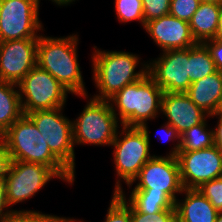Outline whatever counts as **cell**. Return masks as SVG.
I'll return each instance as SVG.
<instances>
[{
    "label": "cell",
    "mask_w": 222,
    "mask_h": 222,
    "mask_svg": "<svg viewBox=\"0 0 222 222\" xmlns=\"http://www.w3.org/2000/svg\"><path fill=\"white\" fill-rule=\"evenodd\" d=\"M39 38L0 42V80L18 84L37 65Z\"/></svg>",
    "instance_id": "cell-14"
},
{
    "label": "cell",
    "mask_w": 222,
    "mask_h": 222,
    "mask_svg": "<svg viewBox=\"0 0 222 222\" xmlns=\"http://www.w3.org/2000/svg\"><path fill=\"white\" fill-rule=\"evenodd\" d=\"M200 3L208 2V3H214V2H221L222 0H198Z\"/></svg>",
    "instance_id": "cell-39"
},
{
    "label": "cell",
    "mask_w": 222,
    "mask_h": 222,
    "mask_svg": "<svg viewBox=\"0 0 222 222\" xmlns=\"http://www.w3.org/2000/svg\"><path fill=\"white\" fill-rule=\"evenodd\" d=\"M220 2L200 3L189 21L190 31L197 43L213 39L216 34Z\"/></svg>",
    "instance_id": "cell-19"
},
{
    "label": "cell",
    "mask_w": 222,
    "mask_h": 222,
    "mask_svg": "<svg viewBox=\"0 0 222 222\" xmlns=\"http://www.w3.org/2000/svg\"><path fill=\"white\" fill-rule=\"evenodd\" d=\"M64 107L26 114L41 133L50 151L75 175L72 120L62 114Z\"/></svg>",
    "instance_id": "cell-8"
},
{
    "label": "cell",
    "mask_w": 222,
    "mask_h": 222,
    "mask_svg": "<svg viewBox=\"0 0 222 222\" xmlns=\"http://www.w3.org/2000/svg\"><path fill=\"white\" fill-rule=\"evenodd\" d=\"M39 6L40 0H0V42L39 38Z\"/></svg>",
    "instance_id": "cell-9"
},
{
    "label": "cell",
    "mask_w": 222,
    "mask_h": 222,
    "mask_svg": "<svg viewBox=\"0 0 222 222\" xmlns=\"http://www.w3.org/2000/svg\"><path fill=\"white\" fill-rule=\"evenodd\" d=\"M131 217L132 222H176V210L168 209L151 215L147 213L137 212L131 206Z\"/></svg>",
    "instance_id": "cell-29"
},
{
    "label": "cell",
    "mask_w": 222,
    "mask_h": 222,
    "mask_svg": "<svg viewBox=\"0 0 222 222\" xmlns=\"http://www.w3.org/2000/svg\"><path fill=\"white\" fill-rule=\"evenodd\" d=\"M124 191L120 194L137 211L153 215L168 209H175V202L166 193L143 192L142 190H131L129 198ZM128 199V200H127Z\"/></svg>",
    "instance_id": "cell-21"
},
{
    "label": "cell",
    "mask_w": 222,
    "mask_h": 222,
    "mask_svg": "<svg viewBox=\"0 0 222 222\" xmlns=\"http://www.w3.org/2000/svg\"><path fill=\"white\" fill-rule=\"evenodd\" d=\"M171 0H142L145 23L168 15Z\"/></svg>",
    "instance_id": "cell-27"
},
{
    "label": "cell",
    "mask_w": 222,
    "mask_h": 222,
    "mask_svg": "<svg viewBox=\"0 0 222 222\" xmlns=\"http://www.w3.org/2000/svg\"><path fill=\"white\" fill-rule=\"evenodd\" d=\"M189 79L193 83L217 71L215 63L207 47L197 43L188 48Z\"/></svg>",
    "instance_id": "cell-22"
},
{
    "label": "cell",
    "mask_w": 222,
    "mask_h": 222,
    "mask_svg": "<svg viewBox=\"0 0 222 222\" xmlns=\"http://www.w3.org/2000/svg\"><path fill=\"white\" fill-rule=\"evenodd\" d=\"M8 208H10V206L8 205L6 197V180L5 178H0V219L13 210V208L11 210Z\"/></svg>",
    "instance_id": "cell-34"
},
{
    "label": "cell",
    "mask_w": 222,
    "mask_h": 222,
    "mask_svg": "<svg viewBox=\"0 0 222 222\" xmlns=\"http://www.w3.org/2000/svg\"><path fill=\"white\" fill-rule=\"evenodd\" d=\"M197 189L218 212H222V176L203 183Z\"/></svg>",
    "instance_id": "cell-26"
},
{
    "label": "cell",
    "mask_w": 222,
    "mask_h": 222,
    "mask_svg": "<svg viewBox=\"0 0 222 222\" xmlns=\"http://www.w3.org/2000/svg\"><path fill=\"white\" fill-rule=\"evenodd\" d=\"M163 126L161 127L160 130L161 131L163 130L164 135H166L167 139H165V141L170 140V141H173V142L175 141L176 142V140H177V143L175 145H173L171 151L169 152V154H167V156L177 157L178 152L180 151V136L181 135L168 122H165V124H163ZM162 140L164 141V139H162Z\"/></svg>",
    "instance_id": "cell-32"
},
{
    "label": "cell",
    "mask_w": 222,
    "mask_h": 222,
    "mask_svg": "<svg viewBox=\"0 0 222 222\" xmlns=\"http://www.w3.org/2000/svg\"><path fill=\"white\" fill-rule=\"evenodd\" d=\"M115 11L117 19L122 23L139 21L142 27L145 26L143 17L142 0H115Z\"/></svg>",
    "instance_id": "cell-24"
},
{
    "label": "cell",
    "mask_w": 222,
    "mask_h": 222,
    "mask_svg": "<svg viewBox=\"0 0 222 222\" xmlns=\"http://www.w3.org/2000/svg\"><path fill=\"white\" fill-rule=\"evenodd\" d=\"M52 178L60 179L48 166L33 162L12 161L5 177L8 205L11 207L34 197Z\"/></svg>",
    "instance_id": "cell-11"
},
{
    "label": "cell",
    "mask_w": 222,
    "mask_h": 222,
    "mask_svg": "<svg viewBox=\"0 0 222 222\" xmlns=\"http://www.w3.org/2000/svg\"><path fill=\"white\" fill-rule=\"evenodd\" d=\"M218 118V122L216 124V127L213 128V136H214V145L219 150L220 154L222 155V112L210 115V117Z\"/></svg>",
    "instance_id": "cell-35"
},
{
    "label": "cell",
    "mask_w": 222,
    "mask_h": 222,
    "mask_svg": "<svg viewBox=\"0 0 222 222\" xmlns=\"http://www.w3.org/2000/svg\"><path fill=\"white\" fill-rule=\"evenodd\" d=\"M104 222H132L131 205L120 193H113Z\"/></svg>",
    "instance_id": "cell-25"
},
{
    "label": "cell",
    "mask_w": 222,
    "mask_h": 222,
    "mask_svg": "<svg viewBox=\"0 0 222 222\" xmlns=\"http://www.w3.org/2000/svg\"><path fill=\"white\" fill-rule=\"evenodd\" d=\"M160 55L148 61V74L163 92L186 93L191 85L188 48L167 50Z\"/></svg>",
    "instance_id": "cell-12"
},
{
    "label": "cell",
    "mask_w": 222,
    "mask_h": 222,
    "mask_svg": "<svg viewBox=\"0 0 222 222\" xmlns=\"http://www.w3.org/2000/svg\"><path fill=\"white\" fill-rule=\"evenodd\" d=\"M184 188L197 189L203 183L222 176V155L215 145L191 152H178Z\"/></svg>",
    "instance_id": "cell-13"
},
{
    "label": "cell",
    "mask_w": 222,
    "mask_h": 222,
    "mask_svg": "<svg viewBox=\"0 0 222 222\" xmlns=\"http://www.w3.org/2000/svg\"><path fill=\"white\" fill-rule=\"evenodd\" d=\"M78 36L72 34L58 38L41 34L37 46V65L49 72L71 94L88 98L78 63Z\"/></svg>",
    "instance_id": "cell-1"
},
{
    "label": "cell",
    "mask_w": 222,
    "mask_h": 222,
    "mask_svg": "<svg viewBox=\"0 0 222 222\" xmlns=\"http://www.w3.org/2000/svg\"><path fill=\"white\" fill-rule=\"evenodd\" d=\"M119 121L108 100L91 98L83 111L72 121L73 143L75 145L111 146Z\"/></svg>",
    "instance_id": "cell-6"
},
{
    "label": "cell",
    "mask_w": 222,
    "mask_h": 222,
    "mask_svg": "<svg viewBox=\"0 0 222 222\" xmlns=\"http://www.w3.org/2000/svg\"><path fill=\"white\" fill-rule=\"evenodd\" d=\"M49 214L33 210H12L0 222H42Z\"/></svg>",
    "instance_id": "cell-30"
},
{
    "label": "cell",
    "mask_w": 222,
    "mask_h": 222,
    "mask_svg": "<svg viewBox=\"0 0 222 222\" xmlns=\"http://www.w3.org/2000/svg\"><path fill=\"white\" fill-rule=\"evenodd\" d=\"M208 128L206 118L202 123L191 127L181 134L179 152H191L212 147L214 145L213 129Z\"/></svg>",
    "instance_id": "cell-23"
},
{
    "label": "cell",
    "mask_w": 222,
    "mask_h": 222,
    "mask_svg": "<svg viewBox=\"0 0 222 222\" xmlns=\"http://www.w3.org/2000/svg\"><path fill=\"white\" fill-rule=\"evenodd\" d=\"M134 182L137 185L133 190L166 193L174 202L178 199L176 194L184 190L177 158L167 155H154L127 187L130 189Z\"/></svg>",
    "instance_id": "cell-10"
},
{
    "label": "cell",
    "mask_w": 222,
    "mask_h": 222,
    "mask_svg": "<svg viewBox=\"0 0 222 222\" xmlns=\"http://www.w3.org/2000/svg\"><path fill=\"white\" fill-rule=\"evenodd\" d=\"M199 4L198 0H171L169 14L189 22Z\"/></svg>",
    "instance_id": "cell-28"
},
{
    "label": "cell",
    "mask_w": 222,
    "mask_h": 222,
    "mask_svg": "<svg viewBox=\"0 0 222 222\" xmlns=\"http://www.w3.org/2000/svg\"><path fill=\"white\" fill-rule=\"evenodd\" d=\"M162 95L163 90L147 73L116 92L108 102L122 126L140 127L160 115Z\"/></svg>",
    "instance_id": "cell-4"
},
{
    "label": "cell",
    "mask_w": 222,
    "mask_h": 222,
    "mask_svg": "<svg viewBox=\"0 0 222 222\" xmlns=\"http://www.w3.org/2000/svg\"><path fill=\"white\" fill-rule=\"evenodd\" d=\"M51 1L58 6H67L70 5L72 2H75L76 0H51Z\"/></svg>",
    "instance_id": "cell-38"
},
{
    "label": "cell",
    "mask_w": 222,
    "mask_h": 222,
    "mask_svg": "<svg viewBox=\"0 0 222 222\" xmlns=\"http://www.w3.org/2000/svg\"><path fill=\"white\" fill-rule=\"evenodd\" d=\"M175 202L176 222H215L218 211L198 189L184 188Z\"/></svg>",
    "instance_id": "cell-18"
},
{
    "label": "cell",
    "mask_w": 222,
    "mask_h": 222,
    "mask_svg": "<svg viewBox=\"0 0 222 222\" xmlns=\"http://www.w3.org/2000/svg\"><path fill=\"white\" fill-rule=\"evenodd\" d=\"M12 161L40 163L50 167L64 182L73 185L75 175L50 151L33 121L22 115L1 136Z\"/></svg>",
    "instance_id": "cell-3"
},
{
    "label": "cell",
    "mask_w": 222,
    "mask_h": 222,
    "mask_svg": "<svg viewBox=\"0 0 222 222\" xmlns=\"http://www.w3.org/2000/svg\"><path fill=\"white\" fill-rule=\"evenodd\" d=\"M22 115L17 84L0 80V136Z\"/></svg>",
    "instance_id": "cell-20"
},
{
    "label": "cell",
    "mask_w": 222,
    "mask_h": 222,
    "mask_svg": "<svg viewBox=\"0 0 222 222\" xmlns=\"http://www.w3.org/2000/svg\"><path fill=\"white\" fill-rule=\"evenodd\" d=\"M145 31L161 51L187 49L197 44L189 22L170 14L145 23Z\"/></svg>",
    "instance_id": "cell-15"
},
{
    "label": "cell",
    "mask_w": 222,
    "mask_h": 222,
    "mask_svg": "<svg viewBox=\"0 0 222 222\" xmlns=\"http://www.w3.org/2000/svg\"><path fill=\"white\" fill-rule=\"evenodd\" d=\"M215 222H222V212H219Z\"/></svg>",
    "instance_id": "cell-40"
},
{
    "label": "cell",
    "mask_w": 222,
    "mask_h": 222,
    "mask_svg": "<svg viewBox=\"0 0 222 222\" xmlns=\"http://www.w3.org/2000/svg\"><path fill=\"white\" fill-rule=\"evenodd\" d=\"M117 131L113 146V159L117 174L113 193L123 191L122 182L129 185L138 176L142 167L154 156L150 154L148 124L140 127H121ZM119 135V136H118Z\"/></svg>",
    "instance_id": "cell-5"
},
{
    "label": "cell",
    "mask_w": 222,
    "mask_h": 222,
    "mask_svg": "<svg viewBox=\"0 0 222 222\" xmlns=\"http://www.w3.org/2000/svg\"><path fill=\"white\" fill-rule=\"evenodd\" d=\"M94 46L92 72L99 90L92 98L108 100L126 85L136 82L148 73V62L140 63V56L125 51H106ZM140 63L141 68L136 70ZM136 70V71H135Z\"/></svg>",
    "instance_id": "cell-2"
},
{
    "label": "cell",
    "mask_w": 222,
    "mask_h": 222,
    "mask_svg": "<svg viewBox=\"0 0 222 222\" xmlns=\"http://www.w3.org/2000/svg\"><path fill=\"white\" fill-rule=\"evenodd\" d=\"M161 113L180 135L209 117L186 93L163 92Z\"/></svg>",
    "instance_id": "cell-16"
},
{
    "label": "cell",
    "mask_w": 222,
    "mask_h": 222,
    "mask_svg": "<svg viewBox=\"0 0 222 222\" xmlns=\"http://www.w3.org/2000/svg\"><path fill=\"white\" fill-rule=\"evenodd\" d=\"M23 114L64 107L65 89L49 72L36 65L18 84Z\"/></svg>",
    "instance_id": "cell-7"
},
{
    "label": "cell",
    "mask_w": 222,
    "mask_h": 222,
    "mask_svg": "<svg viewBox=\"0 0 222 222\" xmlns=\"http://www.w3.org/2000/svg\"><path fill=\"white\" fill-rule=\"evenodd\" d=\"M203 44L209 50L217 71L222 72V40L208 39Z\"/></svg>",
    "instance_id": "cell-31"
},
{
    "label": "cell",
    "mask_w": 222,
    "mask_h": 222,
    "mask_svg": "<svg viewBox=\"0 0 222 222\" xmlns=\"http://www.w3.org/2000/svg\"><path fill=\"white\" fill-rule=\"evenodd\" d=\"M213 39L222 40V1L220 2V12H219L216 34Z\"/></svg>",
    "instance_id": "cell-37"
},
{
    "label": "cell",
    "mask_w": 222,
    "mask_h": 222,
    "mask_svg": "<svg viewBox=\"0 0 222 222\" xmlns=\"http://www.w3.org/2000/svg\"><path fill=\"white\" fill-rule=\"evenodd\" d=\"M11 162L12 160L7 145L4 139L0 136V178L6 177Z\"/></svg>",
    "instance_id": "cell-33"
},
{
    "label": "cell",
    "mask_w": 222,
    "mask_h": 222,
    "mask_svg": "<svg viewBox=\"0 0 222 222\" xmlns=\"http://www.w3.org/2000/svg\"><path fill=\"white\" fill-rule=\"evenodd\" d=\"M186 94L209 116L222 112V72L216 71L191 83Z\"/></svg>",
    "instance_id": "cell-17"
},
{
    "label": "cell",
    "mask_w": 222,
    "mask_h": 222,
    "mask_svg": "<svg viewBox=\"0 0 222 222\" xmlns=\"http://www.w3.org/2000/svg\"><path fill=\"white\" fill-rule=\"evenodd\" d=\"M69 218V217H59L56 215L49 214L42 222H83L81 220Z\"/></svg>",
    "instance_id": "cell-36"
}]
</instances>
